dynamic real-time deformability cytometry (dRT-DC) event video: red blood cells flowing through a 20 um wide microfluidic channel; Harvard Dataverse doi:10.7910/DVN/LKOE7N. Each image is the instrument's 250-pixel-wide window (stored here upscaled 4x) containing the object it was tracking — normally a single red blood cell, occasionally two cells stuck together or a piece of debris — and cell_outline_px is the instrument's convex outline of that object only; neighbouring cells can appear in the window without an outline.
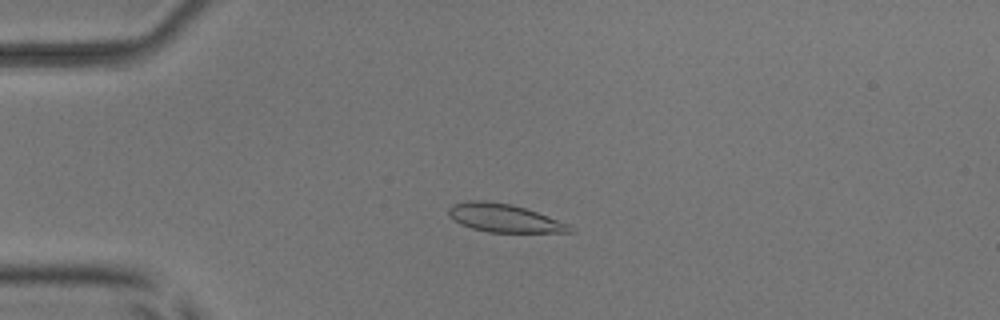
{"species": "common noctule bat (a hibernating species)", "species_latin": "Nyctalus noctula", "temperature_condition": "room temperature", "stored_images_in_passage": 4, "camera_frame_rate_fps": 3000, "um_per_image_px": 0.085, "animal": {"sex": "male", "body_mass_g": 17.9, "forearm_length_mm": 54.2}, "frame": {"image": 1, "passage_image": 3, "time_ms": 3.333, "image_size_px": [1000, 320], "cell_outline_px": [[576, 232], [488, 232], [472, 228], [460, 224], [448, 212], [448, 208], [452, 204], [472, 200], [480, 200], [512, 204], [536, 212], [568, 224], [576, 228]], "centroid_in_image_um": [42.88, 18.54], "position_along_channel_um": 42.1, "area_um2": 19.65}}